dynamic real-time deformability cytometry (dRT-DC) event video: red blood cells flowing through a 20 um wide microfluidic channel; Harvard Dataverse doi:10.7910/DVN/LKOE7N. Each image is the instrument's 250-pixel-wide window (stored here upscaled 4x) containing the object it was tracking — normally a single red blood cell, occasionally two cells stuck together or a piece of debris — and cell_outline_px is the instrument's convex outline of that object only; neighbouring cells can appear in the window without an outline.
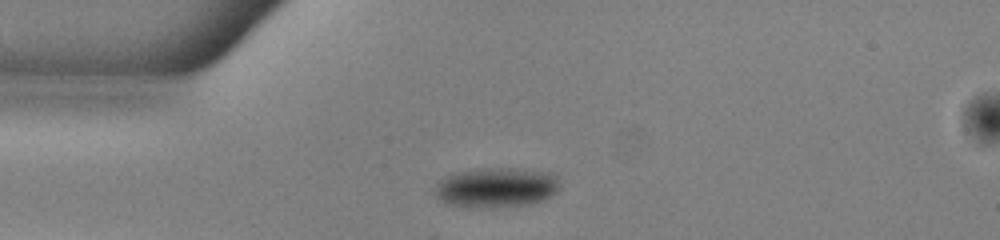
{"species": "common noctule bat (a hibernating species)", "species_latin": "Nyctalus noctula", "temperature_condition": "warm", "stored_images_in_passage": 40, "camera_frame_rate_fps": 3000, "um_per_image_px": 0.085, "animal": {"sex": "male", "body_mass_g": 13.0, "forearm_length_mm": 53.1}, "frame": {"image": 1, "passage_image": 1, "time_ms": 0.0, "image_size_px": [1000, 240], "cell_outline_px": [[560, 188], [556, 192], [540, 200], [528, 204], [488, 208], [468, 208], [448, 204], [440, 200], [432, 192], [436, 184], [444, 176], [456, 172], [480, 168], [512, 168], [544, 172], [552, 176], [560, 184]], "centroid_in_image_um": [42.07, 15.95], "position_along_channel_um": 42.9, "area_um2": 29.02}}
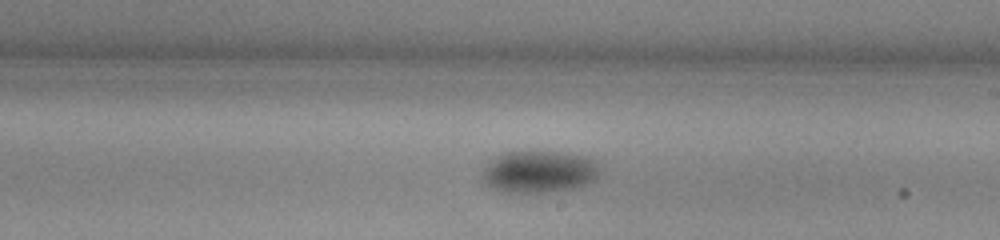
{"frame": {"image": 2, "passage_image": 18, "time_ms": 5.667, "image_size_px": [1000, 240], "cell_outline_px": [[600, 176], [584, 184], [572, 188], [544, 192], [504, 192], [488, 184], [484, 180], [484, 168], [496, 156], [504, 152], [564, 152], [588, 156], [600, 164]], "centroid_in_image_um": [45.9, 14.57], "position_along_channel_um": 243.1, "area_um2": 28.44}}
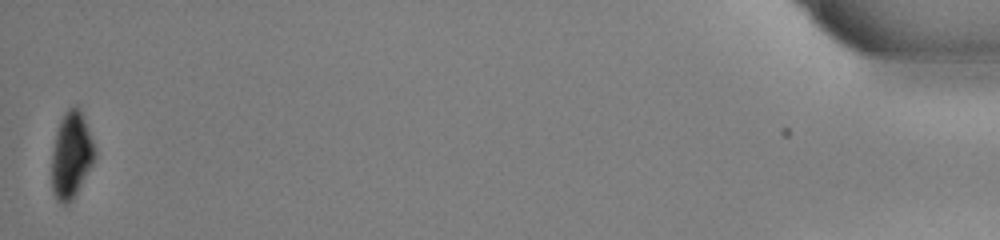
{"frame": {"image": 3, "passage_image": 40, "time_ms": 13.0, "image_size_px": [1000, 240], "cell_outline_px": [[96, 156], [92, 164], [72, 200], [68, 204], [64, 204], [56, 200], [52, 188], [52, 152], [56, 132], [60, 120], [64, 112], [68, 108], [76, 104], [80, 108], [96, 148]], "centroid_in_image_um": [6.06, 13.15], "position_along_channel_um": 429.1, "area_um2": 21.68}, "authors_computed_cell_mechanics": {"area_um2": 28.9578, "velocity_mm_per_s": 3.9139, "shape_relaxation_time_tau1_ms": 3.9289, "shape_relaxation_time_tau2_ms": null, "deformation_change_tau1": 0.0837, "deformation_change_tau2": null}}